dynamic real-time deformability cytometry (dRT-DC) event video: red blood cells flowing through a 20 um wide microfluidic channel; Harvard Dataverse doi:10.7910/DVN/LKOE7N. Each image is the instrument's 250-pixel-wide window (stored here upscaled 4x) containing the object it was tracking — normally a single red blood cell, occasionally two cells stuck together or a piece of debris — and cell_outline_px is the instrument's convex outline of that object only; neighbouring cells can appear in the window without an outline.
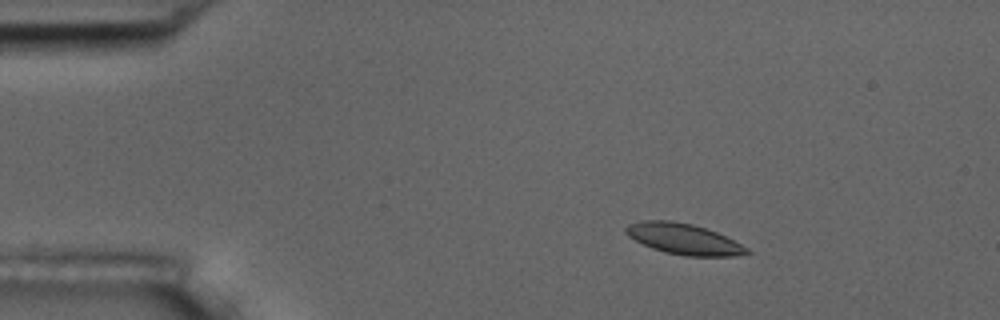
{"species": "common noctule bat (a hibernating species)", "species_latin": "Nyctalus noctula", "temperature_condition": "room temperature", "stored_images_in_passage": 5, "camera_frame_rate_fps": 3000, "um_per_image_px": 0.085, "animal": {"sex": "male", "body_mass_g": 17.5, "forearm_length_mm": 52.3}, "frame": {"image": 1, "passage_image": 2, "time_ms": 1.667, "image_size_px": [1000, 320], "cell_outline_px": [[752, 252], [736, 256], [684, 256], [664, 252], [652, 248], [628, 236], [624, 232], [624, 228], [628, 224], [644, 220], [672, 220], [692, 224], [716, 232], [748, 248]], "centroid_in_image_um": [58.09, 20.31], "position_along_channel_um": 26.9, "area_um2": 21.62}}